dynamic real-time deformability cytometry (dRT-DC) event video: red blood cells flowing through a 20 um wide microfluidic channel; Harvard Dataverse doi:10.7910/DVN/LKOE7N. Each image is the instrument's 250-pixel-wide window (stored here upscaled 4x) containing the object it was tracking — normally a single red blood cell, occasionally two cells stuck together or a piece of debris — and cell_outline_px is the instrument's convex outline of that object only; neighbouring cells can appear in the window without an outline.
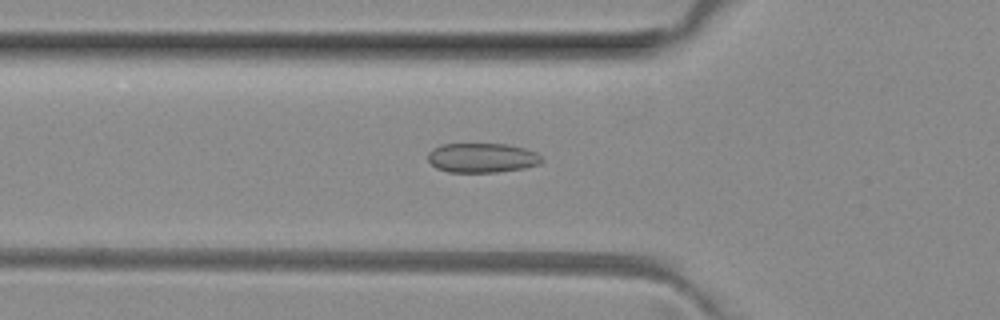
{"species": "common noctule bat (a hibernating species)", "species_latin": "Nyctalus noctula", "temperature_condition": "room temperature", "stored_images_in_passage": 48, "camera_frame_rate_fps": 3000, "um_per_image_px": 0.085, "animal": {"sex": "female", "body_mass_g": 29.2, "forearm_length_mm": 56.3}, "frame": {"image": 1, "passage_image": 15, "time_ms": 4.667, "image_size_px": [1000, 320], "cell_outline_px": [[544, 160], [540, 164], [524, 168], [496, 172], [448, 172], [436, 168], [428, 160], [428, 152], [440, 144], [504, 144], [524, 148], [536, 152]], "centroid_in_image_um": [40.97, 13.42], "position_along_channel_um": 84.8, "area_um2": 19.59}}
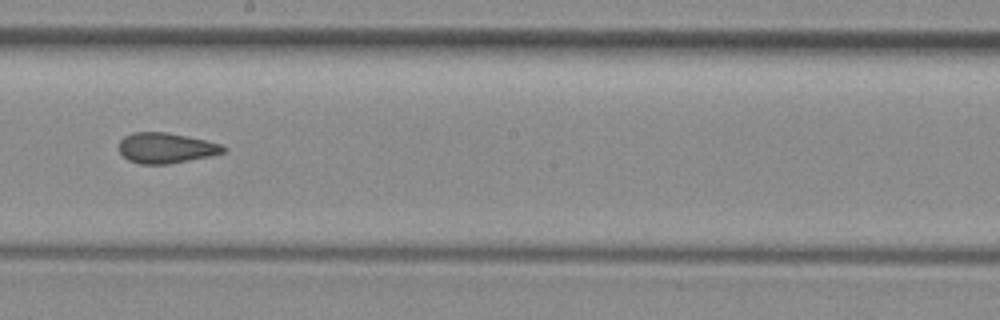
{"frame": {"image": 2, "passage_image": 26, "time_ms": 8.333, "image_size_px": [1000, 320], "cell_outline_px": [[228, 152], [168, 164], [140, 164], [128, 160], [120, 152], [120, 140], [124, 136], [132, 132], [164, 132], [204, 140], [220, 144]], "centroid_in_image_um": [14.07, 12.58], "position_along_channel_um": 234.1, "area_um2": 18.21}}
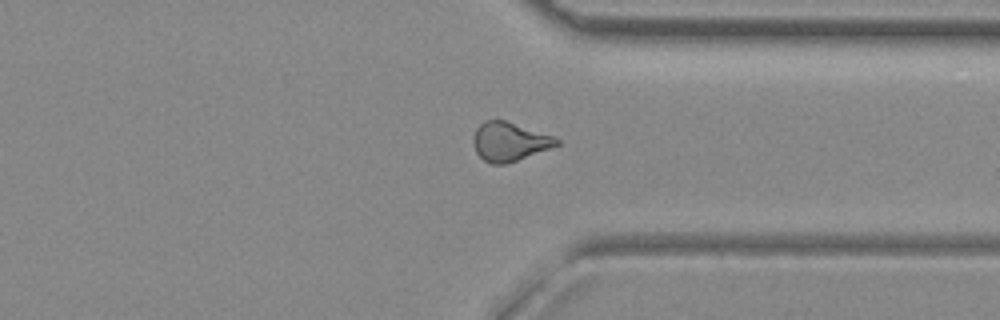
{"frame": {"image": 3, "passage_image": 36, "time_ms": 11.667, "image_size_px": [1000, 320], "cell_outline_px": [[560, 144], [516, 160], [504, 164], [492, 164], [484, 160], [476, 152], [472, 140], [476, 128], [484, 120], [504, 120], [552, 136], [560, 140]], "centroid_in_image_um": [43.26, 12.03], "position_along_channel_um": 368.1, "area_um2": 18.44}, "authors_computed_cell_mechanics": {"area_um2": 18.9873, "velocity_mm_per_s": 4.0559, "shape_relaxation_time_tau1_ms": 10.2027, "shape_relaxation_time_tau2_ms": 2.6063, "deformation_change_tau1": 0.1081, "deformation_change_tau2": 0.0987}}